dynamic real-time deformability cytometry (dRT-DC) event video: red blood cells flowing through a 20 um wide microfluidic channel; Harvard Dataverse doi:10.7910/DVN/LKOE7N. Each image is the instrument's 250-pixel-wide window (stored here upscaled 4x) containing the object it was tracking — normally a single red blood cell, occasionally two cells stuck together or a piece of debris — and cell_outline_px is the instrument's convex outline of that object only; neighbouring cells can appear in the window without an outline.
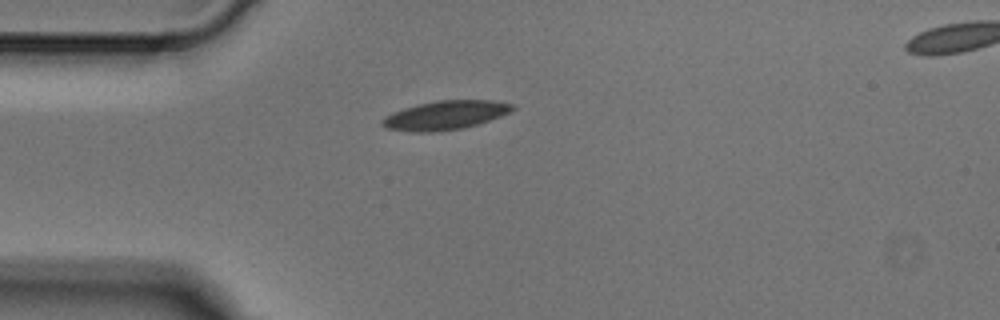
{"species": "Egyptian fruit bat (a non-hibernating species)", "species_latin": "Rousettus aegyptiacus", "temperature_condition": "cold", "stored_images_in_passage": 2, "segment_of_instrument_passage": [1, 2], "camera_frame_rate_fps": 3000, "um_per_image_px": 0.085, "animal": {"sex": "male"}, "frame": {"image": 1, "passage_image": 1, "time_ms": 0.0, "image_size_px": [1000, 320], "cell_outline_px": [[516, 108], [500, 116], [464, 128], [432, 132], [408, 132], [388, 128], [380, 124], [380, 120], [384, 116], [392, 112], [404, 108], [436, 100], [492, 100], [512, 104]], "centroid_in_image_um": [37.8, 9.79], "position_along_channel_um": 47.2, "area_um2": 21.85}}